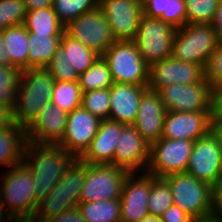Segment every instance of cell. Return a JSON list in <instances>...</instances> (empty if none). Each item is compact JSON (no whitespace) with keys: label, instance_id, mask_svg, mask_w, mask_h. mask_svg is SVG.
<instances>
[{"label":"cell","instance_id":"obj_1","mask_svg":"<svg viewBox=\"0 0 222 222\" xmlns=\"http://www.w3.org/2000/svg\"><path fill=\"white\" fill-rule=\"evenodd\" d=\"M6 172L0 184V222H29L38 204L32 172L24 163Z\"/></svg>","mask_w":222,"mask_h":222},{"label":"cell","instance_id":"obj_2","mask_svg":"<svg viewBox=\"0 0 222 222\" xmlns=\"http://www.w3.org/2000/svg\"><path fill=\"white\" fill-rule=\"evenodd\" d=\"M76 157L58 145L26 141L23 163L32 172L36 202L43 200Z\"/></svg>","mask_w":222,"mask_h":222},{"label":"cell","instance_id":"obj_3","mask_svg":"<svg viewBox=\"0 0 222 222\" xmlns=\"http://www.w3.org/2000/svg\"><path fill=\"white\" fill-rule=\"evenodd\" d=\"M55 80L46 68L22 70L13 108L17 126L27 128L51 101Z\"/></svg>","mask_w":222,"mask_h":222},{"label":"cell","instance_id":"obj_4","mask_svg":"<svg viewBox=\"0 0 222 222\" xmlns=\"http://www.w3.org/2000/svg\"><path fill=\"white\" fill-rule=\"evenodd\" d=\"M86 173V163L76 158L49 194L38 202L29 222H46L61 212L77 207Z\"/></svg>","mask_w":222,"mask_h":222},{"label":"cell","instance_id":"obj_5","mask_svg":"<svg viewBox=\"0 0 222 222\" xmlns=\"http://www.w3.org/2000/svg\"><path fill=\"white\" fill-rule=\"evenodd\" d=\"M220 40L212 23L185 24L174 35L172 58L205 68Z\"/></svg>","mask_w":222,"mask_h":222},{"label":"cell","instance_id":"obj_6","mask_svg":"<svg viewBox=\"0 0 222 222\" xmlns=\"http://www.w3.org/2000/svg\"><path fill=\"white\" fill-rule=\"evenodd\" d=\"M164 178L170 186L174 205L195 220L209 219L213 188L211 185L197 180L187 172L169 174Z\"/></svg>","mask_w":222,"mask_h":222},{"label":"cell","instance_id":"obj_7","mask_svg":"<svg viewBox=\"0 0 222 222\" xmlns=\"http://www.w3.org/2000/svg\"><path fill=\"white\" fill-rule=\"evenodd\" d=\"M114 83L147 86L149 65L134 41H115L102 55Z\"/></svg>","mask_w":222,"mask_h":222},{"label":"cell","instance_id":"obj_8","mask_svg":"<svg viewBox=\"0 0 222 222\" xmlns=\"http://www.w3.org/2000/svg\"><path fill=\"white\" fill-rule=\"evenodd\" d=\"M128 173L113 164L86 163L79 203L120 198Z\"/></svg>","mask_w":222,"mask_h":222},{"label":"cell","instance_id":"obj_9","mask_svg":"<svg viewBox=\"0 0 222 222\" xmlns=\"http://www.w3.org/2000/svg\"><path fill=\"white\" fill-rule=\"evenodd\" d=\"M176 30L160 18L142 15L134 42L148 65L171 57Z\"/></svg>","mask_w":222,"mask_h":222},{"label":"cell","instance_id":"obj_10","mask_svg":"<svg viewBox=\"0 0 222 222\" xmlns=\"http://www.w3.org/2000/svg\"><path fill=\"white\" fill-rule=\"evenodd\" d=\"M221 159L222 134L212 129L194 142L186 172L212 187L217 186Z\"/></svg>","mask_w":222,"mask_h":222},{"label":"cell","instance_id":"obj_11","mask_svg":"<svg viewBox=\"0 0 222 222\" xmlns=\"http://www.w3.org/2000/svg\"><path fill=\"white\" fill-rule=\"evenodd\" d=\"M195 141L160 138L150 144V160L146 172L155 177L186 172Z\"/></svg>","mask_w":222,"mask_h":222},{"label":"cell","instance_id":"obj_12","mask_svg":"<svg viewBox=\"0 0 222 222\" xmlns=\"http://www.w3.org/2000/svg\"><path fill=\"white\" fill-rule=\"evenodd\" d=\"M158 93L168 112L212 111L213 92L205 78L186 85H170Z\"/></svg>","mask_w":222,"mask_h":222},{"label":"cell","instance_id":"obj_13","mask_svg":"<svg viewBox=\"0 0 222 222\" xmlns=\"http://www.w3.org/2000/svg\"><path fill=\"white\" fill-rule=\"evenodd\" d=\"M65 32L100 56L115 42L109 23L99 8L70 22Z\"/></svg>","mask_w":222,"mask_h":222},{"label":"cell","instance_id":"obj_14","mask_svg":"<svg viewBox=\"0 0 222 222\" xmlns=\"http://www.w3.org/2000/svg\"><path fill=\"white\" fill-rule=\"evenodd\" d=\"M115 41H134L143 15L142 0H100Z\"/></svg>","mask_w":222,"mask_h":222},{"label":"cell","instance_id":"obj_15","mask_svg":"<svg viewBox=\"0 0 222 222\" xmlns=\"http://www.w3.org/2000/svg\"><path fill=\"white\" fill-rule=\"evenodd\" d=\"M204 78V68L201 65L169 57L149 65L147 89L159 92L170 85H186L200 82Z\"/></svg>","mask_w":222,"mask_h":222},{"label":"cell","instance_id":"obj_16","mask_svg":"<svg viewBox=\"0 0 222 222\" xmlns=\"http://www.w3.org/2000/svg\"><path fill=\"white\" fill-rule=\"evenodd\" d=\"M100 121L82 106L74 109L67 115L64 135L57 145L80 158L90 147Z\"/></svg>","mask_w":222,"mask_h":222},{"label":"cell","instance_id":"obj_17","mask_svg":"<svg viewBox=\"0 0 222 222\" xmlns=\"http://www.w3.org/2000/svg\"><path fill=\"white\" fill-rule=\"evenodd\" d=\"M149 160L150 143L141 136L134 125L122 124L114 152L113 165L123 168L129 173H141L146 171Z\"/></svg>","mask_w":222,"mask_h":222},{"label":"cell","instance_id":"obj_18","mask_svg":"<svg viewBox=\"0 0 222 222\" xmlns=\"http://www.w3.org/2000/svg\"><path fill=\"white\" fill-rule=\"evenodd\" d=\"M139 176L137 173H128L122 194L120 197L121 204V222H140L148 211L149 193L151 190V174L142 172ZM138 177V178H136Z\"/></svg>","mask_w":222,"mask_h":222},{"label":"cell","instance_id":"obj_19","mask_svg":"<svg viewBox=\"0 0 222 222\" xmlns=\"http://www.w3.org/2000/svg\"><path fill=\"white\" fill-rule=\"evenodd\" d=\"M210 130H212V111H166L161 138L196 141Z\"/></svg>","mask_w":222,"mask_h":222},{"label":"cell","instance_id":"obj_20","mask_svg":"<svg viewBox=\"0 0 222 222\" xmlns=\"http://www.w3.org/2000/svg\"><path fill=\"white\" fill-rule=\"evenodd\" d=\"M67 115L51 102L43 106L38 117L26 128V140L35 144L57 145L64 135Z\"/></svg>","mask_w":222,"mask_h":222},{"label":"cell","instance_id":"obj_21","mask_svg":"<svg viewBox=\"0 0 222 222\" xmlns=\"http://www.w3.org/2000/svg\"><path fill=\"white\" fill-rule=\"evenodd\" d=\"M166 109L158 92L147 90L141 97L133 125L141 136L152 143L161 138Z\"/></svg>","mask_w":222,"mask_h":222},{"label":"cell","instance_id":"obj_22","mask_svg":"<svg viewBox=\"0 0 222 222\" xmlns=\"http://www.w3.org/2000/svg\"><path fill=\"white\" fill-rule=\"evenodd\" d=\"M147 90V86L114 83L110 87L109 120L124 125H133L140 99Z\"/></svg>","mask_w":222,"mask_h":222},{"label":"cell","instance_id":"obj_23","mask_svg":"<svg viewBox=\"0 0 222 222\" xmlns=\"http://www.w3.org/2000/svg\"><path fill=\"white\" fill-rule=\"evenodd\" d=\"M121 129V123L111 120H101L90 147L80 159L90 164H113L114 152Z\"/></svg>","mask_w":222,"mask_h":222},{"label":"cell","instance_id":"obj_24","mask_svg":"<svg viewBox=\"0 0 222 222\" xmlns=\"http://www.w3.org/2000/svg\"><path fill=\"white\" fill-rule=\"evenodd\" d=\"M26 129L20 126L0 128V165L16 166L23 163Z\"/></svg>","mask_w":222,"mask_h":222},{"label":"cell","instance_id":"obj_25","mask_svg":"<svg viewBox=\"0 0 222 222\" xmlns=\"http://www.w3.org/2000/svg\"><path fill=\"white\" fill-rule=\"evenodd\" d=\"M62 34L28 33L27 69L46 68L60 46Z\"/></svg>","mask_w":222,"mask_h":222},{"label":"cell","instance_id":"obj_26","mask_svg":"<svg viewBox=\"0 0 222 222\" xmlns=\"http://www.w3.org/2000/svg\"><path fill=\"white\" fill-rule=\"evenodd\" d=\"M3 42L11 63L21 70L27 69L28 31L24 24L2 30Z\"/></svg>","mask_w":222,"mask_h":222},{"label":"cell","instance_id":"obj_27","mask_svg":"<svg viewBox=\"0 0 222 222\" xmlns=\"http://www.w3.org/2000/svg\"><path fill=\"white\" fill-rule=\"evenodd\" d=\"M77 207L86 222H121L120 198L79 203Z\"/></svg>","mask_w":222,"mask_h":222},{"label":"cell","instance_id":"obj_28","mask_svg":"<svg viewBox=\"0 0 222 222\" xmlns=\"http://www.w3.org/2000/svg\"><path fill=\"white\" fill-rule=\"evenodd\" d=\"M28 33L33 34H63L65 26L59 21L52 6L27 11L24 21Z\"/></svg>","mask_w":222,"mask_h":222},{"label":"cell","instance_id":"obj_29","mask_svg":"<svg viewBox=\"0 0 222 222\" xmlns=\"http://www.w3.org/2000/svg\"><path fill=\"white\" fill-rule=\"evenodd\" d=\"M60 45L65 49L69 63L79 75L84 73L100 57L94 50L84 46L66 32L62 34Z\"/></svg>","mask_w":222,"mask_h":222},{"label":"cell","instance_id":"obj_30","mask_svg":"<svg viewBox=\"0 0 222 222\" xmlns=\"http://www.w3.org/2000/svg\"><path fill=\"white\" fill-rule=\"evenodd\" d=\"M78 82L82 93L108 89L114 84L108 63L102 56L97 58L84 73L79 75Z\"/></svg>","mask_w":222,"mask_h":222},{"label":"cell","instance_id":"obj_31","mask_svg":"<svg viewBox=\"0 0 222 222\" xmlns=\"http://www.w3.org/2000/svg\"><path fill=\"white\" fill-rule=\"evenodd\" d=\"M82 91L78 81H55L51 103L66 113H71L81 106Z\"/></svg>","mask_w":222,"mask_h":222},{"label":"cell","instance_id":"obj_32","mask_svg":"<svg viewBox=\"0 0 222 222\" xmlns=\"http://www.w3.org/2000/svg\"><path fill=\"white\" fill-rule=\"evenodd\" d=\"M100 0H54L53 10L59 21L66 27L84 13L99 8Z\"/></svg>","mask_w":222,"mask_h":222},{"label":"cell","instance_id":"obj_33","mask_svg":"<svg viewBox=\"0 0 222 222\" xmlns=\"http://www.w3.org/2000/svg\"><path fill=\"white\" fill-rule=\"evenodd\" d=\"M173 204V195L167 180L164 177H155L151 174V190L148 200L149 214L162 216L164 211Z\"/></svg>","mask_w":222,"mask_h":222},{"label":"cell","instance_id":"obj_34","mask_svg":"<svg viewBox=\"0 0 222 222\" xmlns=\"http://www.w3.org/2000/svg\"><path fill=\"white\" fill-rule=\"evenodd\" d=\"M22 70L14 65L0 66V104L14 108Z\"/></svg>","mask_w":222,"mask_h":222},{"label":"cell","instance_id":"obj_35","mask_svg":"<svg viewBox=\"0 0 222 222\" xmlns=\"http://www.w3.org/2000/svg\"><path fill=\"white\" fill-rule=\"evenodd\" d=\"M186 24L212 23L220 0H184Z\"/></svg>","mask_w":222,"mask_h":222},{"label":"cell","instance_id":"obj_36","mask_svg":"<svg viewBox=\"0 0 222 222\" xmlns=\"http://www.w3.org/2000/svg\"><path fill=\"white\" fill-rule=\"evenodd\" d=\"M81 106L100 120H109L110 88L82 93Z\"/></svg>","mask_w":222,"mask_h":222},{"label":"cell","instance_id":"obj_37","mask_svg":"<svg viewBox=\"0 0 222 222\" xmlns=\"http://www.w3.org/2000/svg\"><path fill=\"white\" fill-rule=\"evenodd\" d=\"M47 71L55 81H79V74L69 63L65 49L60 45L51 62L46 66Z\"/></svg>","mask_w":222,"mask_h":222},{"label":"cell","instance_id":"obj_38","mask_svg":"<svg viewBox=\"0 0 222 222\" xmlns=\"http://www.w3.org/2000/svg\"><path fill=\"white\" fill-rule=\"evenodd\" d=\"M26 14L24 0H0V30L24 24Z\"/></svg>","mask_w":222,"mask_h":222},{"label":"cell","instance_id":"obj_39","mask_svg":"<svg viewBox=\"0 0 222 222\" xmlns=\"http://www.w3.org/2000/svg\"><path fill=\"white\" fill-rule=\"evenodd\" d=\"M204 77L213 91L222 88V43L211 53L204 68Z\"/></svg>","mask_w":222,"mask_h":222},{"label":"cell","instance_id":"obj_40","mask_svg":"<svg viewBox=\"0 0 222 222\" xmlns=\"http://www.w3.org/2000/svg\"><path fill=\"white\" fill-rule=\"evenodd\" d=\"M167 23L176 29L186 24V9L184 0H168Z\"/></svg>","mask_w":222,"mask_h":222},{"label":"cell","instance_id":"obj_41","mask_svg":"<svg viewBox=\"0 0 222 222\" xmlns=\"http://www.w3.org/2000/svg\"><path fill=\"white\" fill-rule=\"evenodd\" d=\"M143 15L151 18H160L167 23L168 0H142Z\"/></svg>","mask_w":222,"mask_h":222},{"label":"cell","instance_id":"obj_42","mask_svg":"<svg viewBox=\"0 0 222 222\" xmlns=\"http://www.w3.org/2000/svg\"><path fill=\"white\" fill-rule=\"evenodd\" d=\"M212 129L220 133L222 132V88L213 91Z\"/></svg>","mask_w":222,"mask_h":222},{"label":"cell","instance_id":"obj_43","mask_svg":"<svg viewBox=\"0 0 222 222\" xmlns=\"http://www.w3.org/2000/svg\"><path fill=\"white\" fill-rule=\"evenodd\" d=\"M209 219L212 222H222V185H217L212 188Z\"/></svg>","mask_w":222,"mask_h":222},{"label":"cell","instance_id":"obj_44","mask_svg":"<svg viewBox=\"0 0 222 222\" xmlns=\"http://www.w3.org/2000/svg\"><path fill=\"white\" fill-rule=\"evenodd\" d=\"M163 222H195L196 220L177 205L168 207L161 216Z\"/></svg>","mask_w":222,"mask_h":222},{"label":"cell","instance_id":"obj_45","mask_svg":"<svg viewBox=\"0 0 222 222\" xmlns=\"http://www.w3.org/2000/svg\"><path fill=\"white\" fill-rule=\"evenodd\" d=\"M46 222H86L81 216L78 207L61 212L56 217L51 218Z\"/></svg>","mask_w":222,"mask_h":222},{"label":"cell","instance_id":"obj_46","mask_svg":"<svg viewBox=\"0 0 222 222\" xmlns=\"http://www.w3.org/2000/svg\"><path fill=\"white\" fill-rule=\"evenodd\" d=\"M15 125L13 108L9 105L0 104V128Z\"/></svg>","mask_w":222,"mask_h":222},{"label":"cell","instance_id":"obj_47","mask_svg":"<svg viewBox=\"0 0 222 222\" xmlns=\"http://www.w3.org/2000/svg\"><path fill=\"white\" fill-rule=\"evenodd\" d=\"M53 1L54 0H24V3L27 11H34L52 6Z\"/></svg>","mask_w":222,"mask_h":222},{"label":"cell","instance_id":"obj_48","mask_svg":"<svg viewBox=\"0 0 222 222\" xmlns=\"http://www.w3.org/2000/svg\"><path fill=\"white\" fill-rule=\"evenodd\" d=\"M214 29L217 31L220 42L222 41V0L219 1L218 8L216 10L215 18L212 22Z\"/></svg>","mask_w":222,"mask_h":222},{"label":"cell","instance_id":"obj_49","mask_svg":"<svg viewBox=\"0 0 222 222\" xmlns=\"http://www.w3.org/2000/svg\"><path fill=\"white\" fill-rule=\"evenodd\" d=\"M13 65L3 42L2 30H0V66Z\"/></svg>","mask_w":222,"mask_h":222},{"label":"cell","instance_id":"obj_50","mask_svg":"<svg viewBox=\"0 0 222 222\" xmlns=\"http://www.w3.org/2000/svg\"><path fill=\"white\" fill-rule=\"evenodd\" d=\"M144 222H163V220L161 216L148 214L144 217Z\"/></svg>","mask_w":222,"mask_h":222},{"label":"cell","instance_id":"obj_51","mask_svg":"<svg viewBox=\"0 0 222 222\" xmlns=\"http://www.w3.org/2000/svg\"><path fill=\"white\" fill-rule=\"evenodd\" d=\"M219 185H222V159L219 168Z\"/></svg>","mask_w":222,"mask_h":222},{"label":"cell","instance_id":"obj_52","mask_svg":"<svg viewBox=\"0 0 222 222\" xmlns=\"http://www.w3.org/2000/svg\"><path fill=\"white\" fill-rule=\"evenodd\" d=\"M195 222H212L210 219H206V220H196Z\"/></svg>","mask_w":222,"mask_h":222}]
</instances>
